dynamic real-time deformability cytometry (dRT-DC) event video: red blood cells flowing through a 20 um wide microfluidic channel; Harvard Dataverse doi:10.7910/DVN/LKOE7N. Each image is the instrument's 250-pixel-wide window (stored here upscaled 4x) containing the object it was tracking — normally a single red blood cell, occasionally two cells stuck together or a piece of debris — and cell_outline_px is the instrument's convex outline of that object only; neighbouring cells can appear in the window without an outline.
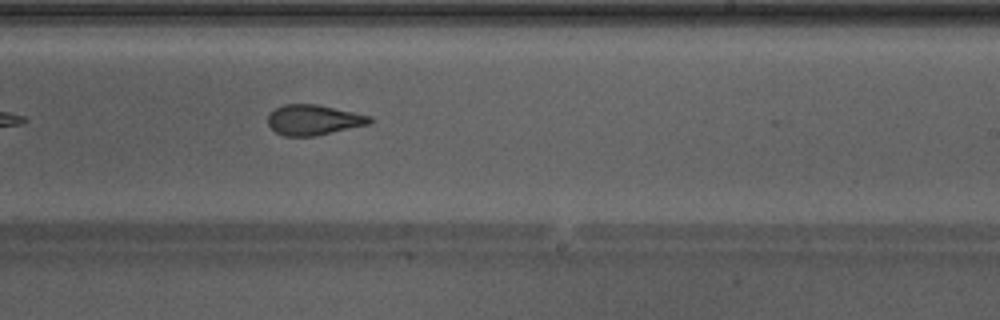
{"species": "Egyptian fruit bat (a non-hibernating species)", "species_latin": "Rousettus aegyptiacus", "temperature_condition": "warm", "stored_images_in_passage": 32, "camera_frame_rate_fps": 3000, "um_per_image_px": 0.085, "animal": {"sex": "male"}, "frame": {"image": 1, "passage_image": 14, "time_ms": 4.333, "image_size_px": [1000, 320], "cell_outline_px": [[376, 120], [368, 124], [316, 136], [284, 136], [276, 132], [268, 124], [268, 116], [276, 108], [284, 104], [316, 104], [372, 116]], "centroid_in_image_um": [26.68, 10.19], "position_along_channel_um": 262.3, "area_um2": 17.92}, "authors_computed_cell_mechanics": {"area_um2": 18.8428, "velocity_mm_per_s": 4.3221, "shape_relaxation_time_tau1_ms": 5.6282, "shape_relaxation_time_tau2_ms": 1.4289, "deformation_change_tau1": 0.1463, "deformation_change_tau2": 0.0861}}